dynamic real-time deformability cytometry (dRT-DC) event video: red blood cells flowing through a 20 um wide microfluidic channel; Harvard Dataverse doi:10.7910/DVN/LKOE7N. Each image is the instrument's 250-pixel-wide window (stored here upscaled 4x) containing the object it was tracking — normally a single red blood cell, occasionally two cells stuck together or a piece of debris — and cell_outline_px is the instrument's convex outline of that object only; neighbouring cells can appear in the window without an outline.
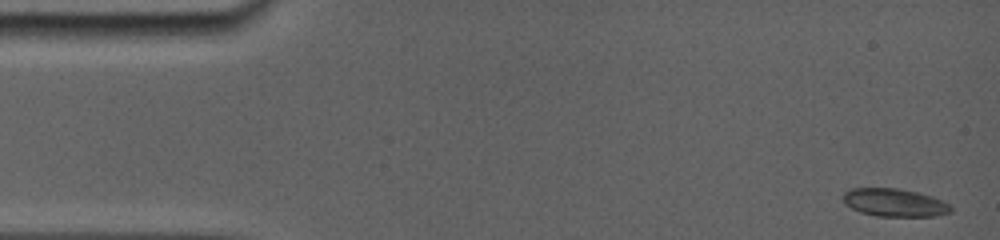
{"species": "common noctule bat (a hibernating species)", "species_latin": "Nyctalus noctula", "temperature_condition": "room temperature", "stored_images_in_passage": 22, "camera_frame_rate_fps": 5000, "um_per_image_px": 0.085, "animal": {"sex": "female", "body_mass_g": 19.0, "forearm_length_mm": 56.7}, "frame": {"image": 1, "passage_image": 1, "time_ms": 0.0, "image_size_px": [1000, 240], "cell_outline_px": [[952, 212], [936, 216], [876, 216], [860, 212], [844, 204], [840, 196], [844, 192], [852, 188], [896, 188], [916, 192], [932, 196], [944, 200], [952, 208]], "centroid_in_image_um": [76.01, 17.22], "position_along_channel_um": 9.0, "area_um2": 17.74}}
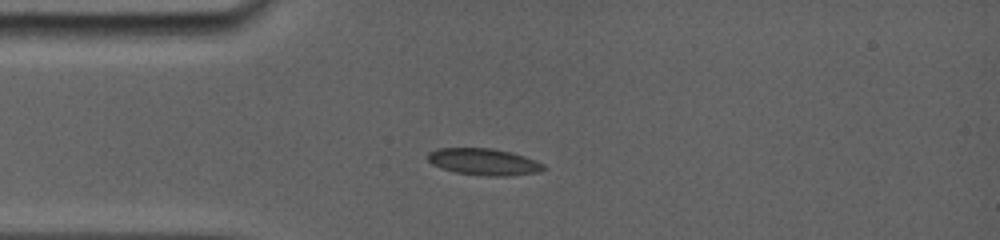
{"frame": {"image": 2, "passage_image": 19, "time_ms": 3.6, "image_size_px": [1000, 240], "cell_outline_px": [[544, 168], [540, 172], [508, 176], [488, 176], [456, 172], [440, 168], [432, 164], [428, 160], [428, 156], [432, 152], [440, 148], [488, 148], [508, 152], [544, 164]], "centroid_in_image_um": [41.1, 13.77], "position_along_channel_um": 43.9, "area_um2": 17.51}}